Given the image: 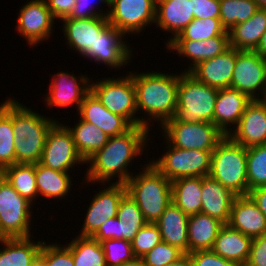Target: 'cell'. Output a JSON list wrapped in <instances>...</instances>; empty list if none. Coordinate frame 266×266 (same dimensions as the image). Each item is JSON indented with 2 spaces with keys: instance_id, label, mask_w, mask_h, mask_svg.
<instances>
[{
  "instance_id": "30bf717a",
  "label": "cell",
  "mask_w": 266,
  "mask_h": 266,
  "mask_svg": "<svg viewBox=\"0 0 266 266\" xmlns=\"http://www.w3.org/2000/svg\"><path fill=\"white\" fill-rule=\"evenodd\" d=\"M160 127L165 142L187 150L213 151L225 137L212 122L181 123L173 117Z\"/></svg>"
},
{
  "instance_id": "9f6ffc18",
  "label": "cell",
  "mask_w": 266,
  "mask_h": 266,
  "mask_svg": "<svg viewBox=\"0 0 266 266\" xmlns=\"http://www.w3.org/2000/svg\"><path fill=\"white\" fill-rule=\"evenodd\" d=\"M120 266H145V264L142 257H134L132 260L124 262Z\"/></svg>"
},
{
  "instance_id": "680465c9",
  "label": "cell",
  "mask_w": 266,
  "mask_h": 266,
  "mask_svg": "<svg viewBox=\"0 0 266 266\" xmlns=\"http://www.w3.org/2000/svg\"><path fill=\"white\" fill-rule=\"evenodd\" d=\"M259 9H266V0H254Z\"/></svg>"
},
{
  "instance_id": "11a10c76",
  "label": "cell",
  "mask_w": 266,
  "mask_h": 266,
  "mask_svg": "<svg viewBox=\"0 0 266 266\" xmlns=\"http://www.w3.org/2000/svg\"><path fill=\"white\" fill-rule=\"evenodd\" d=\"M254 51L266 59V31L261 36L260 42Z\"/></svg>"
},
{
  "instance_id": "74e56055",
  "label": "cell",
  "mask_w": 266,
  "mask_h": 266,
  "mask_svg": "<svg viewBox=\"0 0 266 266\" xmlns=\"http://www.w3.org/2000/svg\"><path fill=\"white\" fill-rule=\"evenodd\" d=\"M220 21L226 31L250 19L259 7L254 0H219Z\"/></svg>"
},
{
  "instance_id": "6da1fadb",
  "label": "cell",
  "mask_w": 266,
  "mask_h": 266,
  "mask_svg": "<svg viewBox=\"0 0 266 266\" xmlns=\"http://www.w3.org/2000/svg\"><path fill=\"white\" fill-rule=\"evenodd\" d=\"M149 131L145 126H133L124 134L109 137L107 144L86 161L90 166L84 183L108 184L118 176L115 183L125 184L134 175L128 171V165L143 155L144 147L148 146Z\"/></svg>"
},
{
  "instance_id": "8fae6325",
  "label": "cell",
  "mask_w": 266,
  "mask_h": 266,
  "mask_svg": "<svg viewBox=\"0 0 266 266\" xmlns=\"http://www.w3.org/2000/svg\"><path fill=\"white\" fill-rule=\"evenodd\" d=\"M40 164L60 172H69L70 169L86 162L77 152L73 137L67 126L56 121L49 129Z\"/></svg>"
},
{
  "instance_id": "8d00e7d4",
  "label": "cell",
  "mask_w": 266,
  "mask_h": 266,
  "mask_svg": "<svg viewBox=\"0 0 266 266\" xmlns=\"http://www.w3.org/2000/svg\"><path fill=\"white\" fill-rule=\"evenodd\" d=\"M15 135L12 126V98L0 104V172L15 164Z\"/></svg>"
},
{
  "instance_id": "816d5d0a",
  "label": "cell",
  "mask_w": 266,
  "mask_h": 266,
  "mask_svg": "<svg viewBox=\"0 0 266 266\" xmlns=\"http://www.w3.org/2000/svg\"><path fill=\"white\" fill-rule=\"evenodd\" d=\"M46 2L53 17L59 21L68 17L76 4V0H46Z\"/></svg>"
},
{
  "instance_id": "7dc6e473",
  "label": "cell",
  "mask_w": 266,
  "mask_h": 266,
  "mask_svg": "<svg viewBox=\"0 0 266 266\" xmlns=\"http://www.w3.org/2000/svg\"><path fill=\"white\" fill-rule=\"evenodd\" d=\"M76 0V4L73 7L72 12L68 16L69 19H84V18H95V17H108L109 11L106 12L103 10H99L98 8L95 9L93 4H96L97 1H100V4H106L110 6V0Z\"/></svg>"
},
{
  "instance_id": "ac0fdd59",
  "label": "cell",
  "mask_w": 266,
  "mask_h": 266,
  "mask_svg": "<svg viewBox=\"0 0 266 266\" xmlns=\"http://www.w3.org/2000/svg\"><path fill=\"white\" fill-rule=\"evenodd\" d=\"M246 148L266 144V99H254L228 135Z\"/></svg>"
},
{
  "instance_id": "c3c4849f",
  "label": "cell",
  "mask_w": 266,
  "mask_h": 266,
  "mask_svg": "<svg viewBox=\"0 0 266 266\" xmlns=\"http://www.w3.org/2000/svg\"><path fill=\"white\" fill-rule=\"evenodd\" d=\"M193 266H240L239 264L218 256L212 250H200L189 253Z\"/></svg>"
},
{
  "instance_id": "7c38bea8",
  "label": "cell",
  "mask_w": 266,
  "mask_h": 266,
  "mask_svg": "<svg viewBox=\"0 0 266 266\" xmlns=\"http://www.w3.org/2000/svg\"><path fill=\"white\" fill-rule=\"evenodd\" d=\"M108 22L126 34H141L155 24L156 0H110Z\"/></svg>"
},
{
  "instance_id": "9a60e30c",
  "label": "cell",
  "mask_w": 266,
  "mask_h": 266,
  "mask_svg": "<svg viewBox=\"0 0 266 266\" xmlns=\"http://www.w3.org/2000/svg\"><path fill=\"white\" fill-rule=\"evenodd\" d=\"M19 35L24 37L30 47L46 41L53 33L55 18L46 0L27 1L20 9L16 21Z\"/></svg>"
},
{
  "instance_id": "d590c367",
  "label": "cell",
  "mask_w": 266,
  "mask_h": 266,
  "mask_svg": "<svg viewBox=\"0 0 266 266\" xmlns=\"http://www.w3.org/2000/svg\"><path fill=\"white\" fill-rule=\"evenodd\" d=\"M66 246L71 250L74 266H107L101 242L77 235Z\"/></svg>"
},
{
  "instance_id": "d4e9b609",
  "label": "cell",
  "mask_w": 266,
  "mask_h": 266,
  "mask_svg": "<svg viewBox=\"0 0 266 266\" xmlns=\"http://www.w3.org/2000/svg\"><path fill=\"white\" fill-rule=\"evenodd\" d=\"M228 224L252 238L266 233V216L249 195L235 198Z\"/></svg>"
},
{
  "instance_id": "277c9868",
  "label": "cell",
  "mask_w": 266,
  "mask_h": 266,
  "mask_svg": "<svg viewBox=\"0 0 266 266\" xmlns=\"http://www.w3.org/2000/svg\"><path fill=\"white\" fill-rule=\"evenodd\" d=\"M144 166L142 171L132 175L125 185L127 194L138 204L145 220L156 223L172 203L171 181L151 163Z\"/></svg>"
},
{
  "instance_id": "ffe728a7",
  "label": "cell",
  "mask_w": 266,
  "mask_h": 266,
  "mask_svg": "<svg viewBox=\"0 0 266 266\" xmlns=\"http://www.w3.org/2000/svg\"><path fill=\"white\" fill-rule=\"evenodd\" d=\"M252 99L231 87L218 90L215 101L213 124L225 135L237 126L247 105ZM231 124V125H230ZM234 126L230 128L231 126Z\"/></svg>"
},
{
  "instance_id": "4dcf8cb0",
  "label": "cell",
  "mask_w": 266,
  "mask_h": 266,
  "mask_svg": "<svg viewBox=\"0 0 266 266\" xmlns=\"http://www.w3.org/2000/svg\"><path fill=\"white\" fill-rule=\"evenodd\" d=\"M266 31V9H259L250 19L234 25L229 34L230 47L254 51Z\"/></svg>"
},
{
  "instance_id": "83f0119b",
  "label": "cell",
  "mask_w": 266,
  "mask_h": 266,
  "mask_svg": "<svg viewBox=\"0 0 266 266\" xmlns=\"http://www.w3.org/2000/svg\"><path fill=\"white\" fill-rule=\"evenodd\" d=\"M188 218L173 202L165 209L156 221L162 242L177 247L188 254Z\"/></svg>"
},
{
  "instance_id": "bcb514c9",
  "label": "cell",
  "mask_w": 266,
  "mask_h": 266,
  "mask_svg": "<svg viewBox=\"0 0 266 266\" xmlns=\"http://www.w3.org/2000/svg\"><path fill=\"white\" fill-rule=\"evenodd\" d=\"M117 218L126 221L129 226H144L147 223L138 204L127 193L120 200Z\"/></svg>"
},
{
  "instance_id": "681fc988",
  "label": "cell",
  "mask_w": 266,
  "mask_h": 266,
  "mask_svg": "<svg viewBox=\"0 0 266 266\" xmlns=\"http://www.w3.org/2000/svg\"><path fill=\"white\" fill-rule=\"evenodd\" d=\"M192 13L194 18H219L220 1L219 0H192Z\"/></svg>"
},
{
  "instance_id": "2e32d148",
  "label": "cell",
  "mask_w": 266,
  "mask_h": 266,
  "mask_svg": "<svg viewBox=\"0 0 266 266\" xmlns=\"http://www.w3.org/2000/svg\"><path fill=\"white\" fill-rule=\"evenodd\" d=\"M126 36L110 23L100 32L94 41L93 49L84 56L95 63L120 69L130 62L132 48L124 39ZM124 38V39H123Z\"/></svg>"
},
{
  "instance_id": "6f0895ef",
  "label": "cell",
  "mask_w": 266,
  "mask_h": 266,
  "mask_svg": "<svg viewBox=\"0 0 266 266\" xmlns=\"http://www.w3.org/2000/svg\"><path fill=\"white\" fill-rule=\"evenodd\" d=\"M30 266H46V262L38 256Z\"/></svg>"
},
{
  "instance_id": "3957f363",
  "label": "cell",
  "mask_w": 266,
  "mask_h": 266,
  "mask_svg": "<svg viewBox=\"0 0 266 266\" xmlns=\"http://www.w3.org/2000/svg\"><path fill=\"white\" fill-rule=\"evenodd\" d=\"M22 104L12 99L15 164H36L41 159L47 133L56 120Z\"/></svg>"
},
{
  "instance_id": "9c48e42d",
  "label": "cell",
  "mask_w": 266,
  "mask_h": 266,
  "mask_svg": "<svg viewBox=\"0 0 266 266\" xmlns=\"http://www.w3.org/2000/svg\"><path fill=\"white\" fill-rule=\"evenodd\" d=\"M166 153L151 163L167 179L173 181L182 177L209 176L211 169V157L213 151L197 149H182L171 146L169 143Z\"/></svg>"
},
{
  "instance_id": "b9f144b4",
  "label": "cell",
  "mask_w": 266,
  "mask_h": 266,
  "mask_svg": "<svg viewBox=\"0 0 266 266\" xmlns=\"http://www.w3.org/2000/svg\"><path fill=\"white\" fill-rule=\"evenodd\" d=\"M161 242L162 237L156 223L147 222L131 241L134 256L143 257L147 252L152 250Z\"/></svg>"
},
{
  "instance_id": "f1b7e54d",
  "label": "cell",
  "mask_w": 266,
  "mask_h": 266,
  "mask_svg": "<svg viewBox=\"0 0 266 266\" xmlns=\"http://www.w3.org/2000/svg\"><path fill=\"white\" fill-rule=\"evenodd\" d=\"M224 224L204 213L188 218V254L194 251L211 250Z\"/></svg>"
},
{
  "instance_id": "ba28073f",
  "label": "cell",
  "mask_w": 266,
  "mask_h": 266,
  "mask_svg": "<svg viewBox=\"0 0 266 266\" xmlns=\"http://www.w3.org/2000/svg\"><path fill=\"white\" fill-rule=\"evenodd\" d=\"M33 204L0 174V238H29Z\"/></svg>"
},
{
  "instance_id": "e0dca14e",
  "label": "cell",
  "mask_w": 266,
  "mask_h": 266,
  "mask_svg": "<svg viewBox=\"0 0 266 266\" xmlns=\"http://www.w3.org/2000/svg\"><path fill=\"white\" fill-rule=\"evenodd\" d=\"M78 78V79H77ZM49 93L45 95L47 107H68L76 104L77 110L81 106L85 95L90 91V80L87 74L76 77L73 73L58 72L51 79Z\"/></svg>"
},
{
  "instance_id": "7402d4cb",
  "label": "cell",
  "mask_w": 266,
  "mask_h": 266,
  "mask_svg": "<svg viewBox=\"0 0 266 266\" xmlns=\"http://www.w3.org/2000/svg\"><path fill=\"white\" fill-rule=\"evenodd\" d=\"M63 30L67 45L76 53L85 56L93 49L94 41L100 32L109 24L107 17H95L84 19H69L65 17Z\"/></svg>"
},
{
  "instance_id": "f6af8a7d",
  "label": "cell",
  "mask_w": 266,
  "mask_h": 266,
  "mask_svg": "<svg viewBox=\"0 0 266 266\" xmlns=\"http://www.w3.org/2000/svg\"><path fill=\"white\" fill-rule=\"evenodd\" d=\"M39 256L46 266H74L71 250L66 245L43 242Z\"/></svg>"
},
{
  "instance_id": "484cf974",
  "label": "cell",
  "mask_w": 266,
  "mask_h": 266,
  "mask_svg": "<svg viewBox=\"0 0 266 266\" xmlns=\"http://www.w3.org/2000/svg\"><path fill=\"white\" fill-rule=\"evenodd\" d=\"M201 193V213L207 214L223 224H228L231 206L237 195L211 176L202 177Z\"/></svg>"
},
{
  "instance_id": "4316f807",
  "label": "cell",
  "mask_w": 266,
  "mask_h": 266,
  "mask_svg": "<svg viewBox=\"0 0 266 266\" xmlns=\"http://www.w3.org/2000/svg\"><path fill=\"white\" fill-rule=\"evenodd\" d=\"M252 237L246 236L229 224H224L211 250L226 260L245 266L251 250Z\"/></svg>"
},
{
  "instance_id": "60d3db41",
  "label": "cell",
  "mask_w": 266,
  "mask_h": 266,
  "mask_svg": "<svg viewBox=\"0 0 266 266\" xmlns=\"http://www.w3.org/2000/svg\"><path fill=\"white\" fill-rule=\"evenodd\" d=\"M142 227L143 226L126 225V221H119L116 216L109 218L105 223H103L92 238L98 240L99 242L108 239H123L131 242Z\"/></svg>"
},
{
  "instance_id": "5bb4252c",
  "label": "cell",
  "mask_w": 266,
  "mask_h": 266,
  "mask_svg": "<svg viewBox=\"0 0 266 266\" xmlns=\"http://www.w3.org/2000/svg\"><path fill=\"white\" fill-rule=\"evenodd\" d=\"M94 195L79 236L92 237L109 218L117 216L120 200L127 193L124 183H108Z\"/></svg>"
},
{
  "instance_id": "7bdbcfd3",
  "label": "cell",
  "mask_w": 266,
  "mask_h": 266,
  "mask_svg": "<svg viewBox=\"0 0 266 266\" xmlns=\"http://www.w3.org/2000/svg\"><path fill=\"white\" fill-rule=\"evenodd\" d=\"M107 266H120L135 256L128 240L108 239L101 242Z\"/></svg>"
},
{
  "instance_id": "1f68e13d",
  "label": "cell",
  "mask_w": 266,
  "mask_h": 266,
  "mask_svg": "<svg viewBox=\"0 0 266 266\" xmlns=\"http://www.w3.org/2000/svg\"><path fill=\"white\" fill-rule=\"evenodd\" d=\"M172 202L186 215L201 212L202 177H182L171 181Z\"/></svg>"
},
{
  "instance_id": "f546056e",
  "label": "cell",
  "mask_w": 266,
  "mask_h": 266,
  "mask_svg": "<svg viewBox=\"0 0 266 266\" xmlns=\"http://www.w3.org/2000/svg\"><path fill=\"white\" fill-rule=\"evenodd\" d=\"M43 242H34L31 237L0 238V266H30L39 256Z\"/></svg>"
},
{
  "instance_id": "d6986e66",
  "label": "cell",
  "mask_w": 266,
  "mask_h": 266,
  "mask_svg": "<svg viewBox=\"0 0 266 266\" xmlns=\"http://www.w3.org/2000/svg\"><path fill=\"white\" fill-rule=\"evenodd\" d=\"M236 57L237 49L229 47L222 54L198 63L188 73L208 86L228 88L231 86Z\"/></svg>"
},
{
  "instance_id": "f5cc1de1",
  "label": "cell",
  "mask_w": 266,
  "mask_h": 266,
  "mask_svg": "<svg viewBox=\"0 0 266 266\" xmlns=\"http://www.w3.org/2000/svg\"><path fill=\"white\" fill-rule=\"evenodd\" d=\"M248 195L257 204L260 211L266 216V185L252 189L249 191Z\"/></svg>"
},
{
  "instance_id": "52a82bcc",
  "label": "cell",
  "mask_w": 266,
  "mask_h": 266,
  "mask_svg": "<svg viewBox=\"0 0 266 266\" xmlns=\"http://www.w3.org/2000/svg\"><path fill=\"white\" fill-rule=\"evenodd\" d=\"M90 90L113 114L125 117L133 126L146 127L147 118L136 117L135 87L130 74L125 77H108L97 82L92 81Z\"/></svg>"
},
{
  "instance_id": "603a6c76",
  "label": "cell",
  "mask_w": 266,
  "mask_h": 266,
  "mask_svg": "<svg viewBox=\"0 0 266 266\" xmlns=\"http://www.w3.org/2000/svg\"><path fill=\"white\" fill-rule=\"evenodd\" d=\"M230 47L229 34L226 31L220 36H215L207 40H173L167 45L170 51H176L180 56L189 58L190 66L184 72H189L198 63L209 60L222 54Z\"/></svg>"
},
{
  "instance_id": "f35d334b",
  "label": "cell",
  "mask_w": 266,
  "mask_h": 266,
  "mask_svg": "<svg viewBox=\"0 0 266 266\" xmlns=\"http://www.w3.org/2000/svg\"><path fill=\"white\" fill-rule=\"evenodd\" d=\"M226 32L219 18H194L174 40H207Z\"/></svg>"
},
{
  "instance_id": "5b68a950",
  "label": "cell",
  "mask_w": 266,
  "mask_h": 266,
  "mask_svg": "<svg viewBox=\"0 0 266 266\" xmlns=\"http://www.w3.org/2000/svg\"><path fill=\"white\" fill-rule=\"evenodd\" d=\"M209 176L237 196L248 195L247 148L225 136L212 152Z\"/></svg>"
},
{
  "instance_id": "44dd1931",
  "label": "cell",
  "mask_w": 266,
  "mask_h": 266,
  "mask_svg": "<svg viewBox=\"0 0 266 266\" xmlns=\"http://www.w3.org/2000/svg\"><path fill=\"white\" fill-rule=\"evenodd\" d=\"M78 114L83 121L92 123L108 137L124 134L133 127L125 117L106 109L91 90L85 95Z\"/></svg>"
},
{
  "instance_id": "cb8c5ba5",
  "label": "cell",
  "mask_w": 266,
  "mask_h": 266,
  "mask_svg": "<svg viewBox=\"0 0 266 266\" xmlns=\"http://www.w3.org/2000/svg\"><path fill=\"white\" fill-rule=\"evenodd\" d=\"M194 19L192 0H156L155 25L172 33L166 46Z\"/></svg>"
},
{
  "instance_id": "db71d44e",
  "label": "cell",
  "mask_w": 266,
  "mask_h": 266,
  "mask_svg": "<svg viewBox=\"0 0 266 266\" xmlns=\"http://www.w3.org/2000/svg\"><path fill=\"white\" fill-rule=\"evenodd\" d=\"M167 266H193V263L190 255L184 254L177 261L170 263Z\"/></svg>"
},
{
  "instance_id": "f907efd6",
  "label": "cell",
  "mask_w": 266,
  "mask_h": 266,
  "mask_svg": "<svg viewBox=\"0 0 266 266\" xmlns=\"http://www.w3.org/2000/svg\"><path fill=\"white\" fill-rule=\"evenodd\" d=\"M245 266H266V233L253 238L250 255Z\"/></svg>"
},
{
  "instance_id": "4fadbf2b",
  "label": "cell",
  "mask_w": 266,
  "mask_h": 266,
  "mask_svg": "<svg viewBox=\"0 0 266 266\" xmlns=\"http://www.w3.org/2000/svg\"><path fill=\"white\" fill-rule=\"evenodd\" d=\"M230 87L252 100L266 99V60L255 51L237 50Z\"/></svg>"
},
{
  "instance_id": "ee69618b",
  "label": "cell",
  "mask_w": 266,
  "mask_h": 266,
  "mask_svg": "<svg viewBox=\"0 0 266 266\" xmlns=\"http://www.w3.org/2000/svg\"><path fill=\"white\" fill-rule=\"evenodd\" d=\"M184 253L177 247L161 242L147 252L142 259L145 266H167L177 261Z\"/></svg>"
},
{
  "instance_id": "7a4b0ae2",
  "label": "cell",
  "mask_w": 266,
  "mask_h": 266,
  "mask_svg": "<svg viewBox=\"0 0 266 266\" xmlns=\"http://www.w3.org/2000/svg\"><path fill=\"white\" fill-rule=\"evenodd\" d=\"M129 74L134 82L137 114L141 110L149 117L146 127L150 130L151 119L158 121L161 126L172 119L177 109L180 73L148 71Z\"/></svg>"
},
{
  "instance_id": "e575fe53",
  "label": "cell",
  "mask_w": 266,
  "mask_h": 266,
  "mask_svg": "<svg viewBox=\"0 0 266 266\" xmlns=\"http://www.w3.org/2000/svg\"><path fill=\"white\" fill-rule=\"evenodd\" d=\"M0 174L21 195L33 204L38 199L35 164H14L4 168Z\"/></svg>"
},
{
  "instance_id": "ab89813d",
  "label": "cell",
  "mask_w": 266,
  "mask_h": 266,
  "mask_svg": "<svg viewBox=\"0 0 266 266\" xmlns=\"http://www.w3.org/2000/svg\"><path fill=\"white\" fill-rule=\"evenodd\" d=\"M248 194L266 185V144L247 148Z\"/></svg>"
},
{
  "instance_id": "8992f818",
  "label": "cell",
  "mask_w": 266,
  "mask_h": 266,
  "mask_svg": "<svg viewBox=\"0 0 266 266\" xmlns=\"http://www.w3.org/2000/svg\"><path fill=\"white\" fill-rule=\"evenodd\" d=\"M218 90L197 81L188 72L180 73L177 109L174 118L181 123H213Z\"/></svg>"
},
{
  "instance_id": "836d02e7",
  "label": "cell",
  "mask_w": 266,
  "mask_h": 266,
  "mask_svg": "<svg viewBox=\"0 0 266 266\" xmlns=\"http://www.w3.org/2000/svg\"><path fill=\"white\" fill-rule=\"evenodd\" d=\"M35 176L38 195L48 199H64L73 185L69 172L53 170L39 162L35 164Z\"/></svg>"
},
{
  "instance_id": "d6a6232c",
  "label": "cell",
  "mask_w": 266,
  "mask_h": 266,
  "mask_svg": "<svg viewBox=\"0 0 266 266\" xmlns=\"http://www.w3.org/2000/svg\"><path fill=\"white\" fill-rule=\"evenodd\" d=\"M72 134L77 152L86 162L108 142V135L92 123L79 118L74 127L67 125Z\"/></svg>"
}]
</instances>
